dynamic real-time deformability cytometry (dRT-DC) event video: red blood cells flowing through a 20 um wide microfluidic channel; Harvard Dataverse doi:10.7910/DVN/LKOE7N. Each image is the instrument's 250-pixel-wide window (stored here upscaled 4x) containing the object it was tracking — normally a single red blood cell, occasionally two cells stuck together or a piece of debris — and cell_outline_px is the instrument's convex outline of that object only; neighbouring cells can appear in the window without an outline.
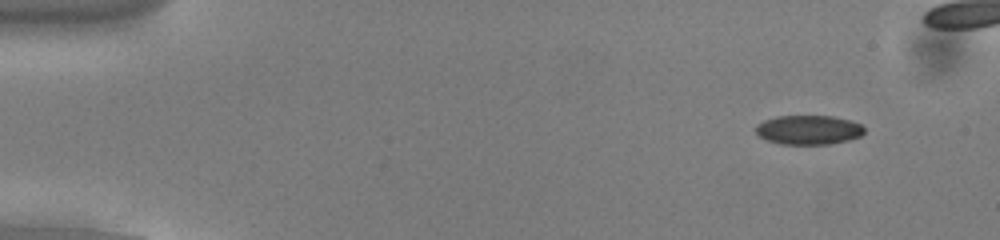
{"species": "common noctule bat (a hibernating species)", "species_latin": "Nyctalus noctula", "temperature_condition": "cold", "stored_images_in_passage": 48, "camera_frame_rate_fps": 3000, "um_per_image_px": 0.085, "animal": {"sex": "male", "body_mass_g": 13.0, "forearm_length_mm": 53.1}, "frame": {"image": 1, "passage_image": 5, "time_ms": 1.333, "image_size_px": [1000, 240], "cell_outline_px": [[864, 132], [860, 136], [848, 140], [828, 144], [780, 144], [768, 140], [760, 136], [756, 132], [756, 124], [764, 120], [776, 116], [832, 116], [848, 120], [860, 124], [864, 128]], "centroid_in_image_um": [68.71, 11.03], "position_along_channel_um": 16.3, "area_um2": 18.38}}
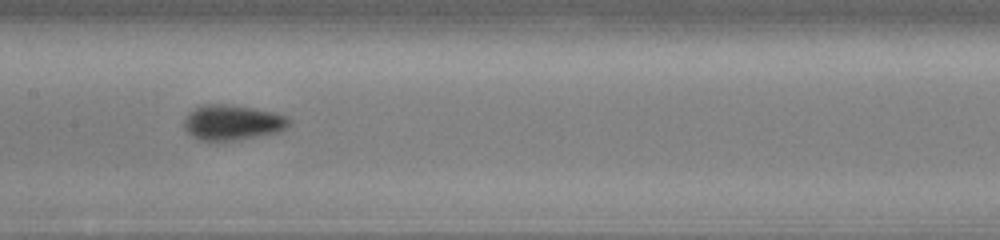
{"frame": {"image": 2, "passage_image": 27, "time_ms": 8.667, "image_size_px": [1000, 240], "cell_outline_px": [[292, 124], [280, 132], [236, 140], [200, 140], [192, 136], [184, 128], [184, 116], [188, 112], [200, 104], [228, 104], [276, 112], [288, 116], [292, 120]], "centroid_in_image_um": [19.78, 10.39], "position_along_channel_um": 187.6, "area_um2": 21.91}}
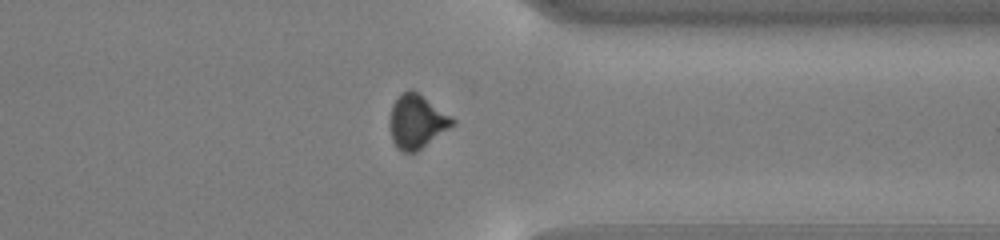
{"frame": {"image": 3, "passage_image": 42, "time_ms": 13.667, "image_size_px": [1000, 240], "cell_outline_px": [[456, 124], [416, 152], [404, 152], [396, 148], [392, 140], [388, 120], [392, 104], [408, 88], [412, 88], [452, 116], [456, 120]], "centroid_in_image_um": [35.43, 10.33], "position_along_channel_um": 376.0, "area_um2": 19.88}}